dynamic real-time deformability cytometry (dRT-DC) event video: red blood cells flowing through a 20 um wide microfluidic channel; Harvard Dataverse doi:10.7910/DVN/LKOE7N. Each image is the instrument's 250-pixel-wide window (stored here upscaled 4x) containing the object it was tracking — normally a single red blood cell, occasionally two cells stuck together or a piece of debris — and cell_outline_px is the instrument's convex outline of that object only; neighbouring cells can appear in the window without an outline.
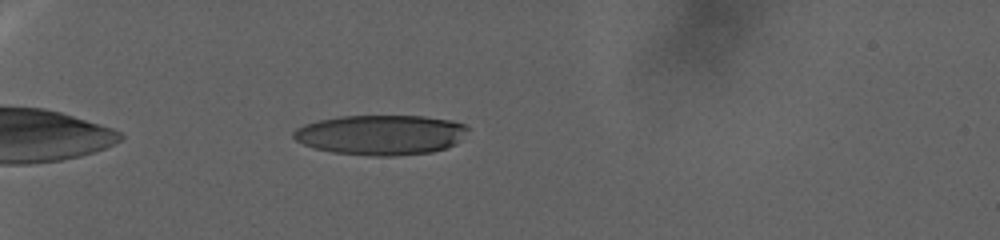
{"species": "human", "species_latin": "Homo sapiens", "temperature_condition": "warm", "stored_images_in_passage": 83, "camera_frame_rate_fps": 3000, "um_per_image_px": 0.085, "donor": {"sex": "female"}, "frame": {"image": 1, "passage_image": 11, "time_ms": 3.333, "image_size_px": [1000, 240], "cell_outline_px": [[468, 128], [456, 144], [448, 148], [432, 152], [392, 156], [372, 156], [332, 152], [316, 148], [304, 144], [296, 140], [292, 136], [292, 132], [296, 128], [304, 124], [320, 120], [340, 116], [424, 116], [452, 120], [464, 124]], "centroid_in_image_um": [32.37, 11.46], "position_along_channel_um": 52.6, "area_um2": 40.63}}
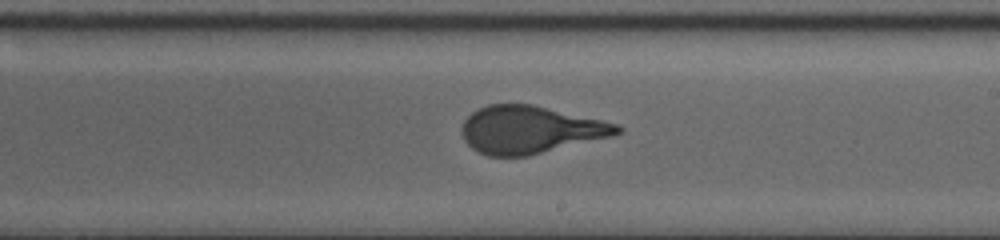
{"frame": {"image": 2, "passage_image": 46, "time_ms": 15.0, "image_size_px": [1000, 240], "cell_outline_px": [[624, 132], [612, 136], [528, 156], [488, 156], [472, 148], [464, 140], [460, 132], [460, 128], [464, 120], [472, 112], [488, 104], [532, 104], [620, 124], [624, 128]], "centroid_in_image_um": [45.08, 11.02], "position_along_channel_um": 243.9, "area_um2": 43.18}}
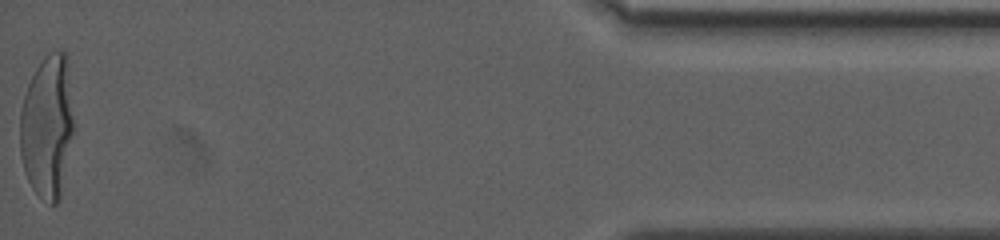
{"frame": {"image": 3, "passage_image": 83, "time_ms": 27.333, "image_size_px": [1000, 240], "cell_outline_px": [[72, 132], [60, 200], [56, 204], [52, 204], [36, 192], [32, 188], [24, 172], [20, 156], [20, 112], [24, 96], [28, 84], [36, 68], [44, 56], [48, 52], [64, 52], [68, 56], [72, 116]], "centroid_in_image_um": [4.0, 10.73], "position_along_channel_um": 431.2, "area_um2": 44.45}}